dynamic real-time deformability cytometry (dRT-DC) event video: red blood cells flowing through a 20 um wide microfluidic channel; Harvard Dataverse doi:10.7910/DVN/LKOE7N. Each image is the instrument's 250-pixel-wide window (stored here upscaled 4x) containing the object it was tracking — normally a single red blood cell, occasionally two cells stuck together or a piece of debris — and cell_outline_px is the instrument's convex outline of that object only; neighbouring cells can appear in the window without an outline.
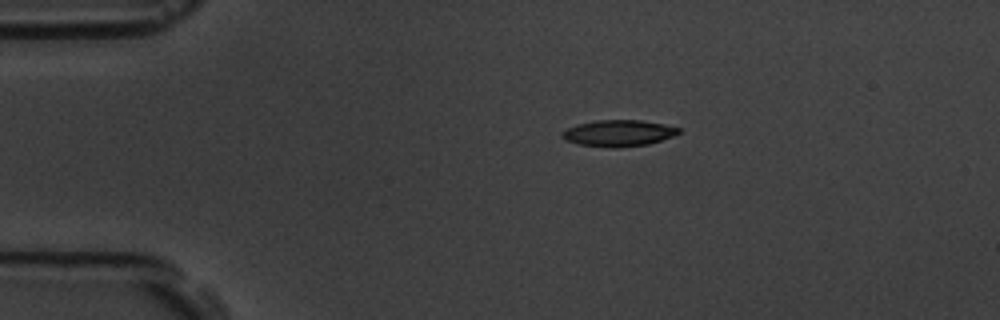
{"species": "common noctule bat (a hibernating species)", "species_latin": "Nyctalus noctula", "temperature_condition": "room temperature", "stored_images_in_passage": 5, "camera_frame_rate_fps": 3000, "um_per_image_px": 0.085, "animal": {"sex": "male", "body_mass_g": 19.5, "forearm_length_mm": 54.6}, "frame": {"image": 1, "passage_image": 1, "time_ms": 0.0, "image_size_px": [1000, 320], "cell_outline_px": [[680, 132], [672, 136], [648, 144], [616, 148], [612, 148], [576, 144], [564, 140], [560, 136], [560, 132], [576, 124], [596, 120], [640, 120], [664, 124], [680, 128]], "centroid_in_image_um": [52.51, 11.32], "position_along_channel_um": 32.5, "area_um2": 18.03}}
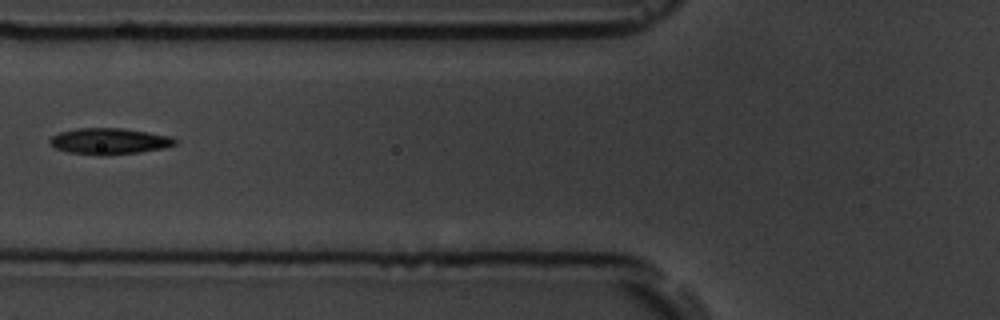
{"frame": {"image": 2, "passage_image": 4, "time_ms": 3.667, "image_size_px": [1000, 320], "cell_outline_px": [[176, 144], [164, 148], [140, 152], [104, 156], [96, 156], [68, 152], [56, 148], [48, 144], [48, 140], [52, 136], [60, 132], [76, 128], [124, 128], [172, 136], [176, 140]], "centroid_in_image_um": [9.27, 12.01], "position_along_channel_um": 116.5, "area_um2": 19.42}}
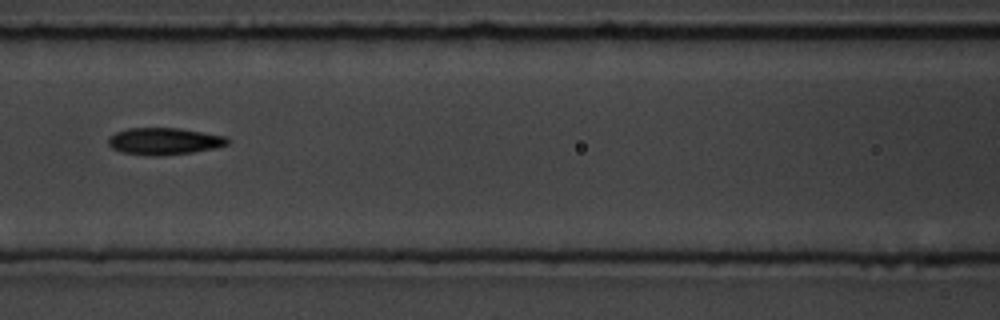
{"frame": {"image": 3, "passage_image": 5, "time_ms": 4.667, "image_size_px": [1000, 320], "cell_outline_px": [[232, 140], [228, 144], [212, 148], [192, 152], [160, 156], [152, 156], [120, 152], [112, 148], [108, 144], [108, 136], [116, 132], [128, 128], [180, 128], [228, 136]], "centroid_in_image_um": [13.96, 12.0], "position_along_channel_um": 152.6, "area_um2": 18.9}}